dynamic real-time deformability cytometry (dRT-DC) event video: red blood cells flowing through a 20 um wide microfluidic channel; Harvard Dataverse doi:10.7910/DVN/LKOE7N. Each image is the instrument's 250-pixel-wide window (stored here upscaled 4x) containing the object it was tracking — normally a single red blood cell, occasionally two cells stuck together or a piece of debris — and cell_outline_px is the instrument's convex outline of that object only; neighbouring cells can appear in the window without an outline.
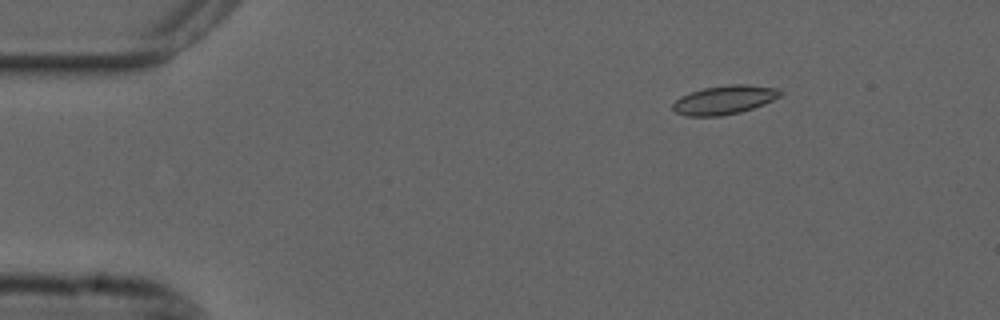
{"species": "common noctule bat (a hibernating species)", "species_latin": "Nyctalus noctula", "temperature_condition": "cold", "stored_images_in_passage": 48, "camera_frame_rate_fps": 3000, "um_per_image_px": 0.085, "animal": {"sex": "male", "forearm_length_mm": 52.5}, "frame": {"image": 1, "passage_image": 1, "time_ms": 0.0, "image_size_px": [1000, 320], "cell_outline_px": [[780, 96], [764, 104], [740, 112], [720, 116], [688, 116], [676, 112], [672, 108], [672, 104], [680, 96], [704, 88], [732, 84], [744, 84], [776, 88], [780, 92]], "centroid_in_image_um": [61.54, 8.49], "position_along_channel_um": 23.5, "area_um2": 17.74}}
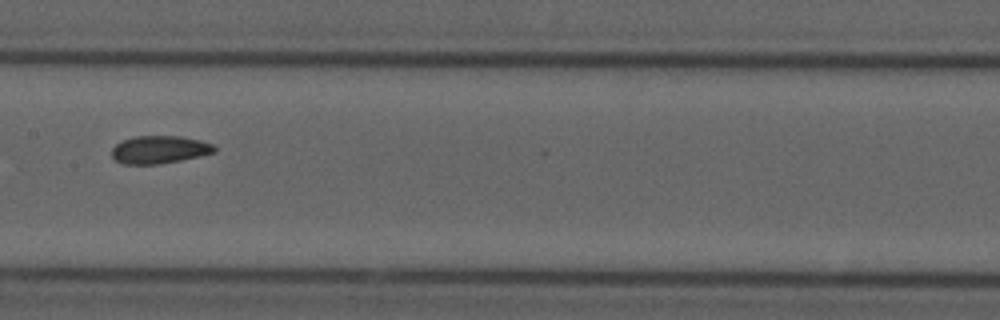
{"frame": {"image": 2, "passage_image": 21, "time_ms": 6.667, "image_size_px": [1000, 320], "cell_outline_px": [[216, 152], [180, 160], [160, 164], [124, 164], [116, 160], [112, 156], [112, 148], [116, 144], [124, 140], [136, 136], [180, 136], [200, 140], [212, 144], [216, 148]], "centroid_in_image_um": [13.55, 12.72], "position_along_channel_um": 193.8, "area_um2": 16.47}}
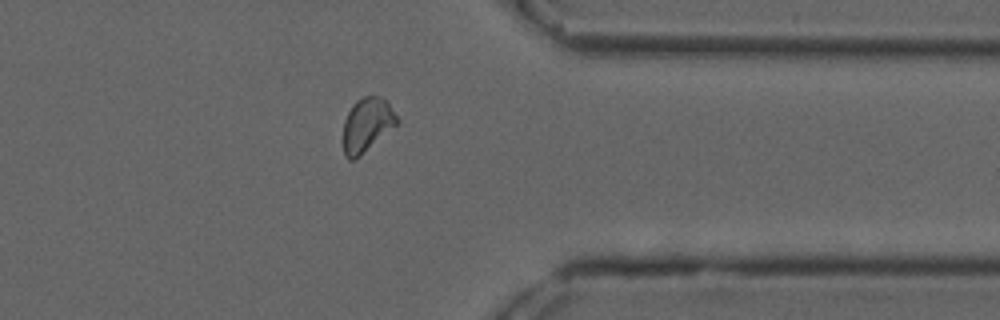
{"frame": {"image": 3, "passage_image": 37, "time_ms": 12.0, "image_size_px": [1000, 320], "cell_outline_px": [[400, 120], [396, 124], [356, 160], [348, 160], [344, 156], [344, 120], [352, 104], [356, 100], [364, 96], [380, 96], [388, 100]], "centroid_in_image_um": [31.19, 10.59], "position_along_channel_um": 380.2, "area_um2": 16.99}, "authors_computed_cell_mechanics": {"area_um2": 17.0221, "velocity_mm_per_s": 3.6719, "shape_relaxation_time_tau1_ms": null, "shape_relaxation_time_tau2_ms": 5.1894, "deformation_change_tau1": null, "deformation_change_tau2": 0.0956}}